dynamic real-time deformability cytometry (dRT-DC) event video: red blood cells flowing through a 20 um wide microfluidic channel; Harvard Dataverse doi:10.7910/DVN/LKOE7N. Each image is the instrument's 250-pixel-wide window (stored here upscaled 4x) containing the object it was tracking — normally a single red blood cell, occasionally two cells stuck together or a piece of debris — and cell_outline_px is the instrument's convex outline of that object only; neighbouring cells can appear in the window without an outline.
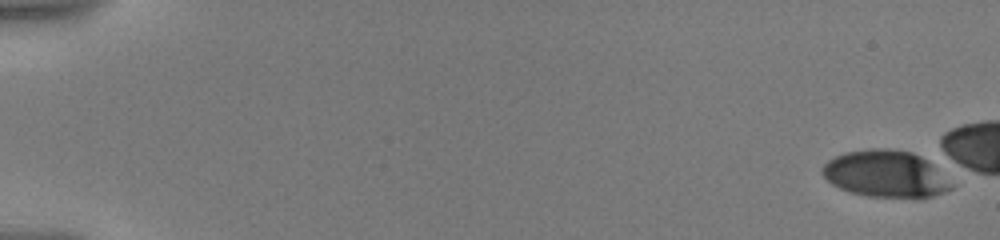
{"species": "human", "species_latin": "Homo sapiens", "temperature_condition": "warm", "stored_images_in_passage": 21, "camera_frame_rate_fps": 3000, "um_per_image_px": 0.085, "donor": {"sex": "male"}, "frame": {"image": 1, "passage_image": 1, "time_ms": 0.0, "image_size_px": [1000, 240], "cell_outline_px": [[952, 188], [944, 192], [932, 196], [868, 196], [852, 192], [840, 188], [832, 184], [820, 172], [824, 164], [828, 160], [844, 152], [872, 148], [888, 148], [912, 152], [928, 160], [952, 184]], "centroid_in_image_um": [75.24, 14.75], "position_along_channel_um": 9.8, "area_um2": 34.62}}